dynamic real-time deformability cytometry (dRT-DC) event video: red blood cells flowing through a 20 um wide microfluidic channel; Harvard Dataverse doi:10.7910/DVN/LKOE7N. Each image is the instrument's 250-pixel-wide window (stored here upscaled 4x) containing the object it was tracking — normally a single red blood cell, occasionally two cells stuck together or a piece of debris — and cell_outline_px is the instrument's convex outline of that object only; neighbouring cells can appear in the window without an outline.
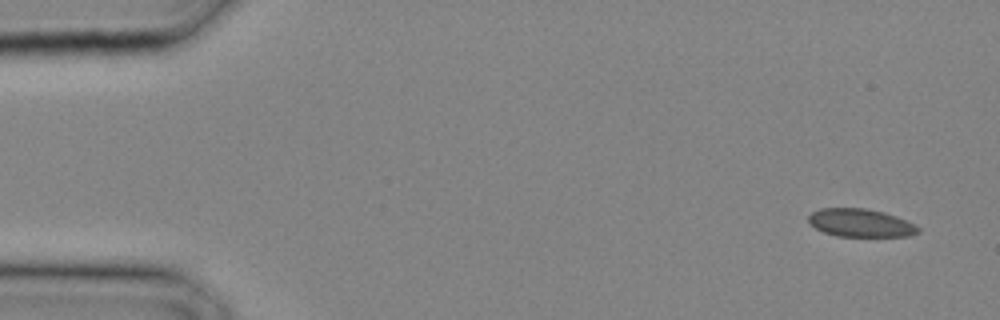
{"species": "common noctule bat (a hibernating species)", "species_latin": "Nyctalus noctula", "temperature_condition": "cold", "stored_images_in_passage": 29, "camera_frame_rate_fps": 3000, "um_per_image_px": 0.085, "animal": {"sex": "male", "body_mass_g": 20.4}, "frame": {"image": 1, "passage_image": 1, "time_ms": 0.0, "image_size_px": [1000, 320], "cell_outline_px": [[920, 232], [908, 236], [836, 236], [824, 232], [816, 228], [808, 220], [808, 216], [812, 212], [820, 208], [864, 208], [884, 212], [896, 216], [920, 228]], "centroid_in_image_um": [73.13, 18.94], "position_along_channel_um": 11.9, "area_um2": 17.74}}
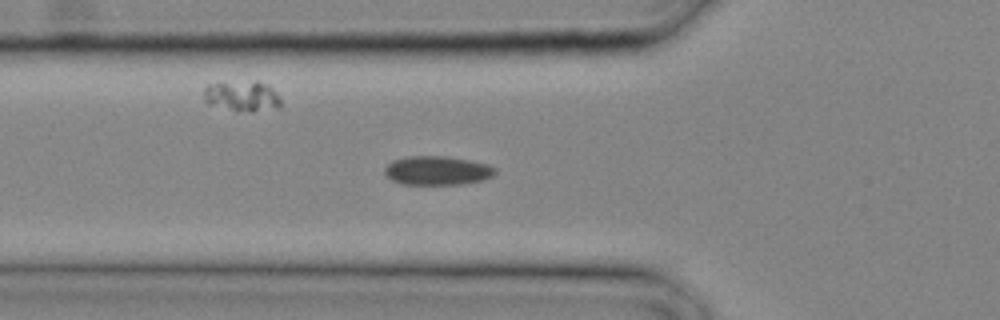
{"frame": {"image": 2, "passage_image": 10, "time_ms": 3.0, "image_size_px": [1000, 320], "cell_outline_px": [[496, 172], [492, 176], [484, 180], [460, 184], [404, 184], [392, 180], [384, 172], [384, 168], [392, 160], [408, 156], [448, 156], [488, 164], [496, 168]], "centroid_in_image_um": [37.18, 14.49], "position_along_channel_um": 88.6, "area_um2": 18.61}}
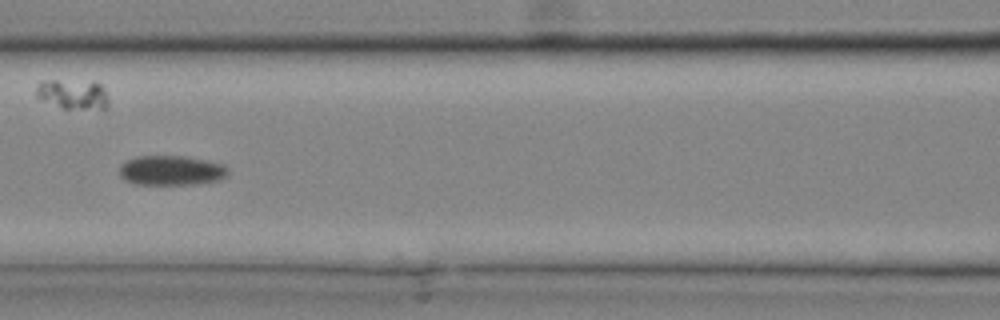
{"frame": {"image": 3, "passage_image": 13, "time_ms": 4.0, "image_size_px": [1000, 320], "cell_outline_px": [[228, 176], [220, 180], [196, 184], [136, 184], [124, 180], [120, 176], [120, 164], [136, 156], [184, 156], [224, 164], [228, 168]], "centroid_in_image_um": [14.57, 14.49], "position_along_channel_um": 152.0, "area_um2": 18.9}}